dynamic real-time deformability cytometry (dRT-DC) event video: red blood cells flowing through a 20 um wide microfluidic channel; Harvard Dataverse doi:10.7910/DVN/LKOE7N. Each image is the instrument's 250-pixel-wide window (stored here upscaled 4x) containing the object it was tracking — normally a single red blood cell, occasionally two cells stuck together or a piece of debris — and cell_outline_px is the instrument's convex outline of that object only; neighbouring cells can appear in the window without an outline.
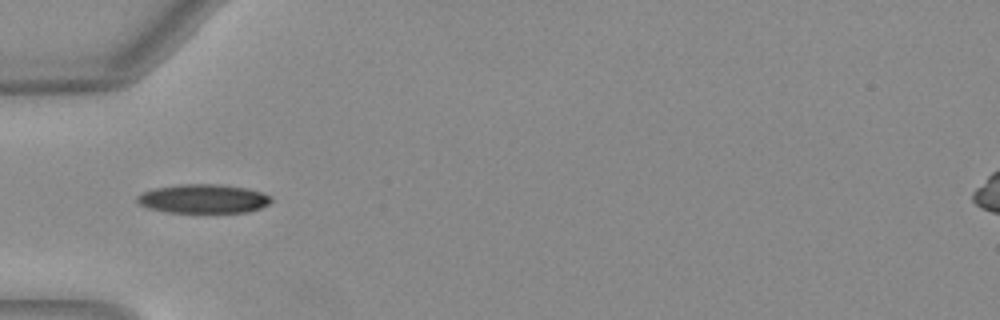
{"species": "Egyptian fruit bat (a non-hibernating species)", "species_latin": "Rousettus aegyptiacus", "temperature_condition": "warm", "stored_images_in_passage": 35, "camera_frame_rate_fps": 3000, "um_per_image_px": 0.085, "animal": {"sex": "female"}, "frame": {"image": 1, "passage_image": 1, "time_ms": 0.0, "image_size_px": [1000, 320], "cell_outline_px": [[272, 200], [268, 204], [260, 208], [248, 212], [168, 212], [148, 208], [140, 204], [136, 200], [136, 196], [144, 192], [156, 188], [180, 184], [220, 184], [248, 188], [264, 192], [272, 196]], "centroid_in_image_um": [17.33, 16.88], "position_along_channel_um": 67.7, "area_um2": 22.66}}
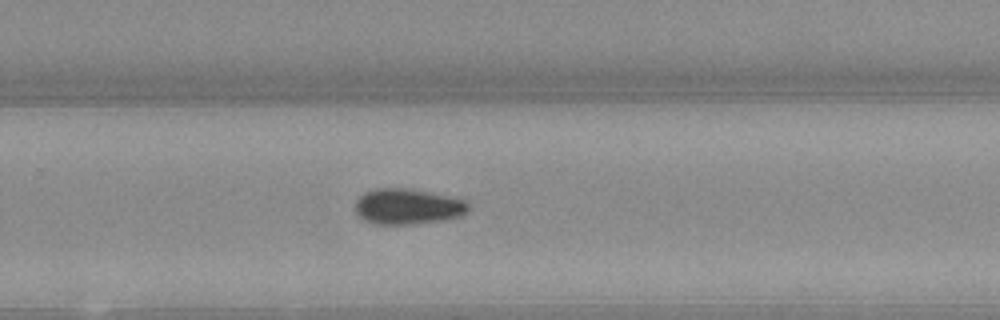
{"frame": {"image": 2, "passage_image": 18, "time_ms": 5.667, "image_size_px": [1000, 320], "cell_outline_px": [[468, 212], [460, 216], [444, 220], [416, 224], [372, 224], [364, 220], [356, 212], [356, 200], [364, 192], [376, 188], [408, 188], [448, 196], [464, 200], [468, 204]], "centroid_in_image_um": [34.64, 17.56], "position_along_channel_um": 295.2, "area_um2": 23.52}}
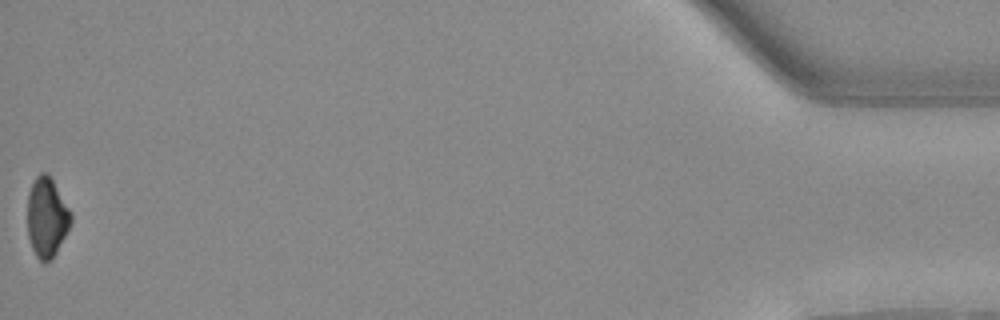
{"frame": {"image": 3, "passage_image": 35, "time_ms": 11.333, "image_size_px": [1000, 320], "cell_outline_px": [[72, 220], [52, 260], [44, 264], [36, 256], [32, 248], [28, 236], [28, 192], [36, 176], [40, 172], [48, 172], [72, 212]], "centroid_in_image_um": [3.98, 18.46], "position_along_channel_um": 431.2, "area_um2": 20.23}, "authors_computed_cell_mechanics": {"area_um2": 22.7732, "velocity_mm_per_s": 4.0451, "shape_relaxation_time_tau1_ms": 5.4462, "shape_relaxation_time_tau2_ms": null, "deformation_change_tau1": 0.1555, "deformation_change_tau2": null}}